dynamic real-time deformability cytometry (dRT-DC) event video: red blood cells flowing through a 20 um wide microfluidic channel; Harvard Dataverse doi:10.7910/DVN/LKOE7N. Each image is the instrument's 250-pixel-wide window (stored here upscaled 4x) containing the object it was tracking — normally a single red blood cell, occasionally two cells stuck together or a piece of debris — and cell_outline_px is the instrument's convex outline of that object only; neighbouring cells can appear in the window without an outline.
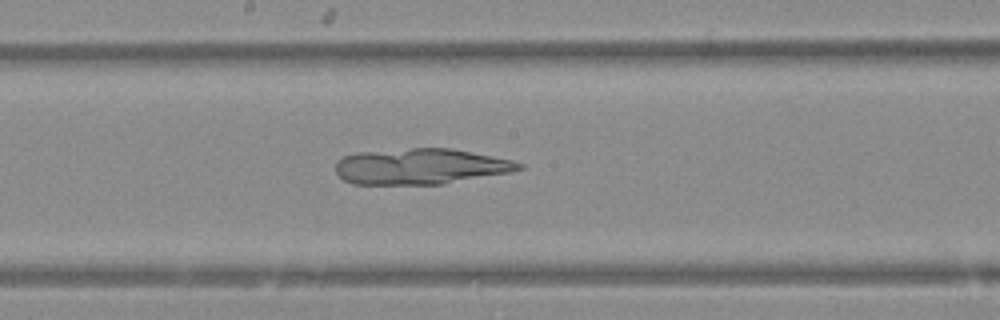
{"species": "Egyptian fruit bat (a non-hibernating species)", "species_latin": "Rousettus aegyptiacus", "temperature_condition": "warm", "stored_images_in_passage": 47, "camera_frame_rate_fps": 3000, "um_per_image_px": 0.085, "animal": {"sex": "female"}, "frame": {"image": 1, "passage_image": 24, "time_ms": 7.667, "image_size_px": [1000, 320], "cell_outline_px": [[524, 168], [508, 172], [444, 184], [352, 184], [344, 180], [336, 172], [336, 164], [344, 156], [356, 152], [412, 148], [448, 148], [512, 160], [524, 164]], "centroid_in_image_um": [35.72, 14.15], "position_along_channel_um": 212.5, "area_um2": 37.92}}
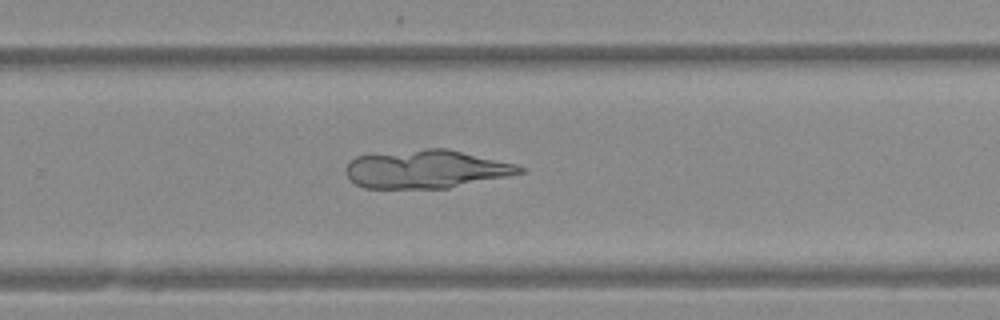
{"frame": {"image": 2, "passage_image": 30, "time_ms": 9.667, "image_size_px": [1000, 320], "cell_outline_px": [[528, 168], [524, 172], [508, 176], [448, 188], [364, 188], [356, 184], [348, 176], [348, 164], [356, 156], [424, 148], [448, 148], [516, 164]], "centroid_in_image_um": [36.29, 14.37], "position_along_channel_um": 293.5, "area_um2": 38.55}}
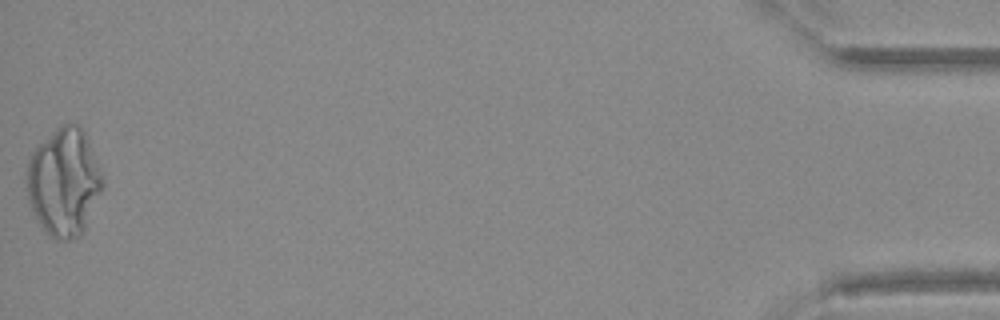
{"frame": {"image": 3, "passage_image": 47, "time_ms": 15.333, "image_size_px": [1000, 320], "cell_outline_px": [[100, 192], [84, 232], [80, 236], [68, 240], [56, 240], [40, 224], [32, 208], [28, 196], [28, 160], [32, 152], [56, 128], [64, 124], [80, 124], [88, 140], [100, 176]], "centroid_in_image_um": [5.42, 15.49], "position_along_channel_um": 429.8, "area_um2": 46.12}}